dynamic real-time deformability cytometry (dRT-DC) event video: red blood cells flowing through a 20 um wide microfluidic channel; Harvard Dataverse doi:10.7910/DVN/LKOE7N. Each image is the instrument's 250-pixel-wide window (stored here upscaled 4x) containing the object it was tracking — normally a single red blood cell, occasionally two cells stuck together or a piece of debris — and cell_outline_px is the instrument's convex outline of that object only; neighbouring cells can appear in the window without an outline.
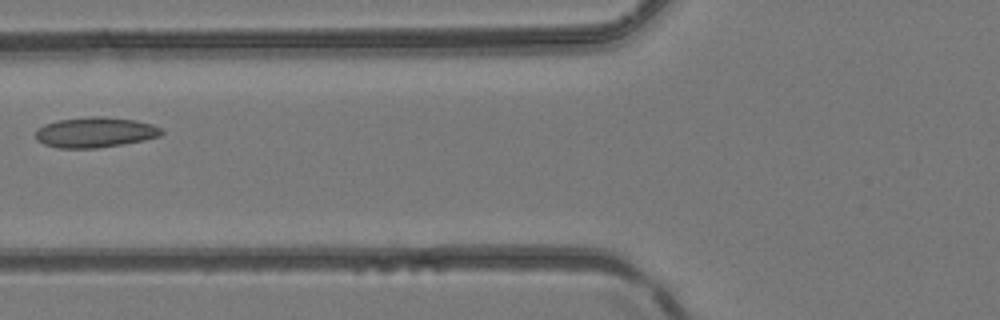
{"species": "common noctule bat (a hibernating species)", "species_latin": "Nyctalus noctula", "temperature_condition": "room temperature", "stored_images_in_passage": 4, "camera_frame_rate_fps": 3000, "um_per_image_px": 0.085, "animal": {"sex": "female", "body_mass_g": 24.6, "forearm_length_mm": 56.2}, "frame": {"image": 1, "passage_image": 4, "time_ms": 1.0, "image_size_px": [1000, 320], "cell_outline_px": [[164, 132], [160, 136], [144, 140], [124, 144], [96, 148], [56, 148], [44, 144], [36, 140], [36, 128], [44, 124], [56, 120], [88, 116], [104, 116], [136, 120], [152, 124], [160, 128]], "centroid_in_image_um": [8.06, 11.24], "position_along_channel_um": 117.7, "area_um2": 22.54}}